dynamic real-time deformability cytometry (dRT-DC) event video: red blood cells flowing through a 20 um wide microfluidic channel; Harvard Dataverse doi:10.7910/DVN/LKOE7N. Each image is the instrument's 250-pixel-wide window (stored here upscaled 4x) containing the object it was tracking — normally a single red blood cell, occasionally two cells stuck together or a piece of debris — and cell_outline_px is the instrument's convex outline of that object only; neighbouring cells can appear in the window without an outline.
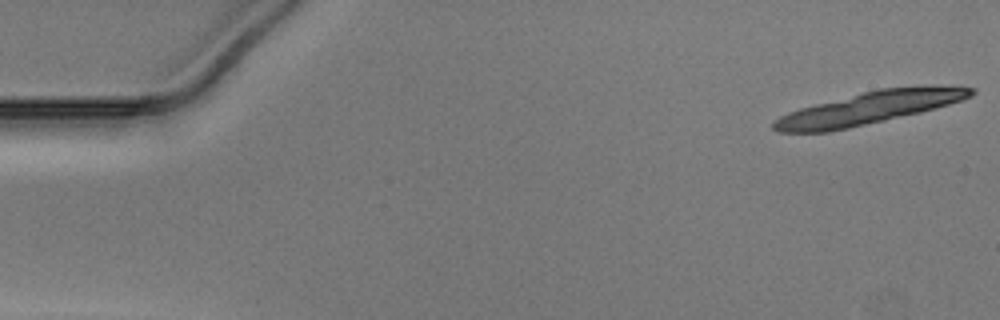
{"species": "Egyptian fruit bat (a non-hibernating species)", "species_latin": "Rousettus aegyptiacus", "temperature_condition": "warm", "stored_images_in_passage": 19, "segment_of_instrument_passage": [1, 2], "camera_frame_rate_fps": 3000, "um_per_image_px": 0.085, "animal": {"sex": "male"}, "frame": {"image": 1, "passage_image": 1, "time_ms": 0.0, "image_size_px": [1000, 320], "cell_outline_px": [[976, 92], [972, 96], [948, 104], [920, 112], [848, 128], [828, 132], [780, 132], [772, 128], [772, 124], [780, 116], [788, 112], [800, 108], [880, 88], [920, 84], [976, 88]], "centroid_in_image_um": [73.92, 9.15], "position_along_channel_um": 11.1, "area_um2": 37.05}}